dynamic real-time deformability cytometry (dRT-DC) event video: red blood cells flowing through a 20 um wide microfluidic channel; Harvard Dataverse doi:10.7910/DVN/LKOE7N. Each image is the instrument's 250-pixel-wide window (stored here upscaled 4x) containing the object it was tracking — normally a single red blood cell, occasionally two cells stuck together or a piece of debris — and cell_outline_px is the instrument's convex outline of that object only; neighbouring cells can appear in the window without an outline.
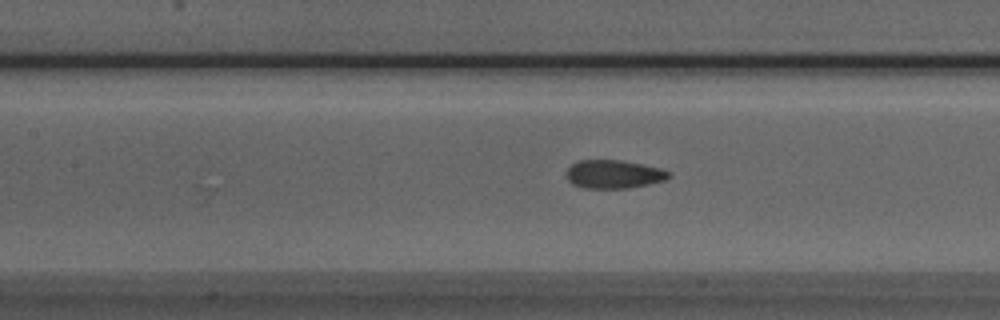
{"species": "Egyptian fruit bat (a non-hibernating species)", "species_latin": "Rousettus aegyptiacus", "temperature_condition": "room temperature", "stored_images_in_passage": 28, "camera_frame_rate_fps": 3000, "um_per_image_px": 0.085, "animal": {"sex": "male"}, "frame": {"image": 1, "passage_image": 9, "time_ms": 2.667, "image_size_px": [1000, 320], "cell_outline_px": [[672, 176], [664, 180], [648, 184], [628, 188], [584, 188], [572, 184], [568, 180], [564, 172], [572, 164], [580, 160], [620, 160], [660, 168], [668, 172]], "centroid_in_image_um": [52.12, 14.81], "position_along_channel_um": 155.3, "area_um2": 16.88}}
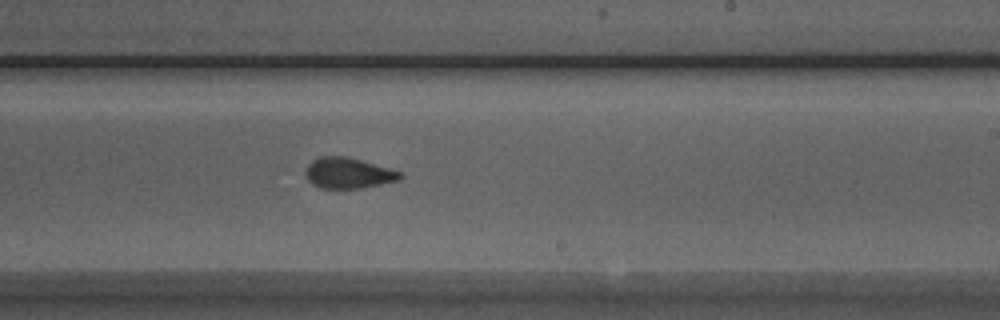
{"frame": {"image": 2, "passage_image": 17, "time_ms": 5.333, "image_size_px": [1000, 320], "cell_outline_px": [[404, 176], [400, 180], [360, 188], [320, 188], [312, 184], [308, 180], [304, 172], [308, 164], [312, 160], [320, 156], [348, 156], [388, 168], [400, 172]], "centroid_in_image_um": [29.57, 14.7], "position_along_channel_um": 259.4, "area_um2": 16.94}}
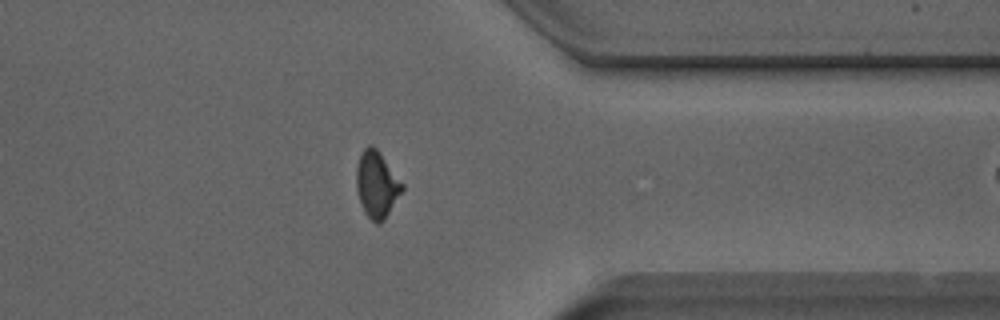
{"frame": {"image": 3, "passage_image": 27, "time_ms": 8.667, "image_size_px": [1000, 320], "cell_outline_px": [[404, 188], [384, 220], [380, 224], [376, 224], [364, 212], [360, 204], [356, 188], [356, 168], [360, 152], [368, 144], [372, 144], [380, 152], [404, 184]], "centroid_in_image_um": [32.01, 15.66], "position_along_channel_um": 379.4, "area_um2": 17.92}}